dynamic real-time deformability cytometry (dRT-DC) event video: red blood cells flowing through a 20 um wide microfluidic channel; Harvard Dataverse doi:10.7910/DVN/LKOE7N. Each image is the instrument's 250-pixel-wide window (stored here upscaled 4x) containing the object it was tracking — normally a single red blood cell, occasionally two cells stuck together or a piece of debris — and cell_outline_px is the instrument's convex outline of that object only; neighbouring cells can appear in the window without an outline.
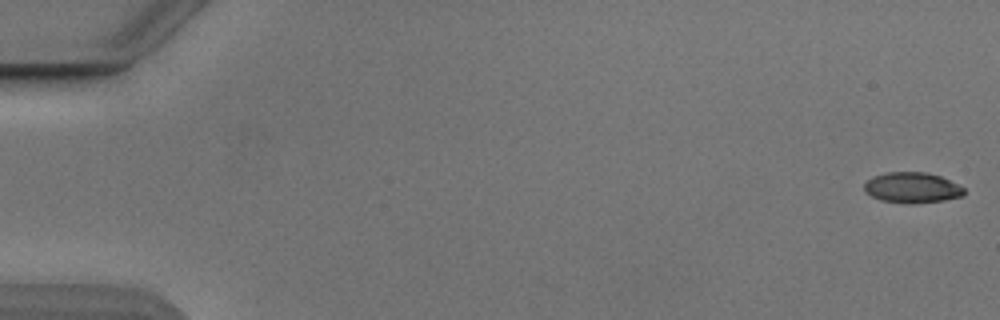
{"species": "Egyptian fruit bat (a non-hibernating species)", "species_latin": "Rousettus aegyptiacus", "temperature_condition": "cold", "stored_images_in_passage": 21, "camera_frame_rate_fps": 3000, "um_per_image_px": 0.085, "animal": {"sex": "male"}, "frame": {"image": 1, "passage_image": 1, "time_ms": 0.0, "image_size_px": [1000, 320], "cell_outline_px": [[964, 196], [944, 200], [912, 204], [880, 200], [864, 192], [864, 184], [872, 176], [888, 172], [928, 172], [940, 176], [964, 188]], "centroid_in_image_um": [77.51, 15.95], "position_along_channel_um": 7.5, "area_um2": 17.8}}
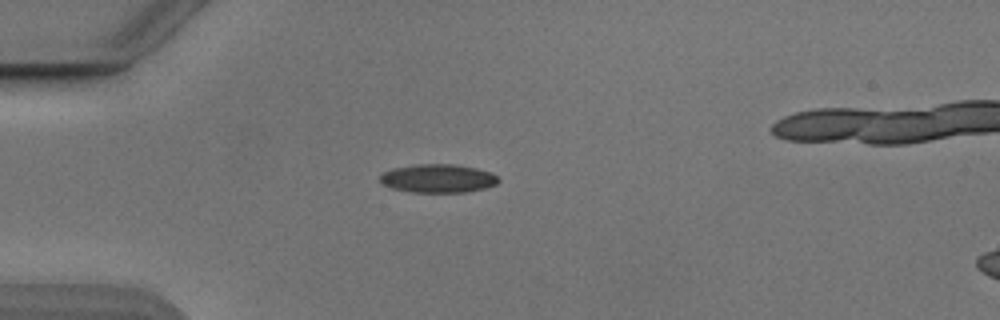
{"frame": {"image": 2, "passage_image": 15, "time_ms": 4.667, "image_size_px": [1000, 320], "cell_outline_px": [[500, 180], [496, 184], [484, 188], [464, 192], [412, 192], [392, 188], [380, 184], [380, 176], [384, 172], [392, 168], [416, 164], [456, 164], [476, 168], [488, 172], [496, 176]], "centroid_in_image_um": [37.19, 15.16], "position_along_channel_um": 47.8, "area_um2": 19.59}}
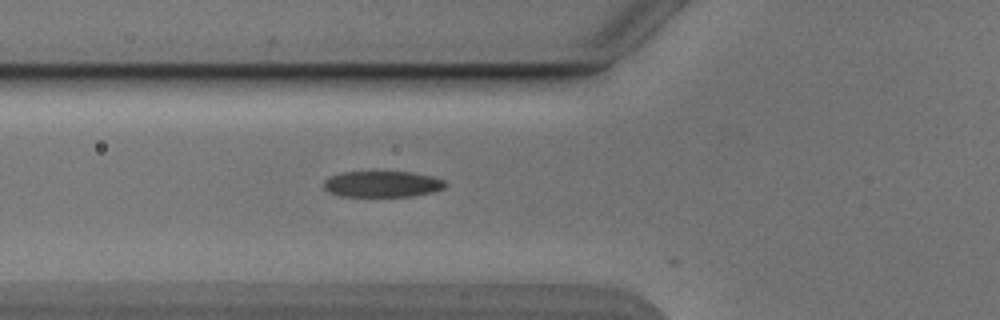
{"frame": {"image": 3, "passage_image": 20, "time_ms": 6.333, "image_size_px": [1000, 320], "cell_outline_px": [[448, 184], [444, 188], [432, 192], [412, 196], [340, 196], [328, 192], [324, 188], [324, 180], [328, 176], [340, 172], [412, 172], [432, 176], [444, 180]], "centroid_in_image_um": [32.48, 15.64], "position_along_channel_um": 93.3, "area_um2": 18.61}}